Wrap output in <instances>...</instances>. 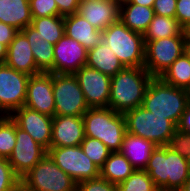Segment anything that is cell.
<instances>
[{
    "label": "cell",
    "instance_id": "obj_1",
    "mask_svg": "<svg viewBox=\"0 0 190 191\" xmlns=\"http://www.w3.org/2000/svg\"><path fill=\"white\" fill-rule=\"evenodd\" d=\"M152 78L144 67H124L111 77L108 107L124 114L130 109L142 106Z\"/></svg>",
    "mask_w": 190,
    "mask_h": 191
},
{
    "label": "cell",
    "instance_id": "obj_2",
    "mask_svg": "<svg viewBox=\"0 0 190 191\" xmlns=\"http://www.w3.org/2000/svg\"><path fill=\"white\" fill-rule=\"evenodd\" d=\"M145 171L160 191H179L190 176L185 156L167 145L156 147Z\"/></svg>",
    "mask_w": 190,
    "mask_h": 191
},
{
    "label": "cell",
    "instance_id": "obj_3",
    "mask_svg": "<svg viewBox=\"0 0 190 191\" xmlns=\"http://www.w3.org/2000/svg\"><path fill=\"white\" fill-rule=\"evenodd\" d=\"M189 103L187 90L171 86L160 77H153L146 89L142 107L178 126Z\"/></svg>",
    "mask_w": 190,
    "mask_h": 191
},
{
    "label": "cell",
    "instance_id": "obj_4",
    "mask_svg": "<svg viewBox=\"0 0 190 191\" xmlns=\"http://www.w3.org/2000/svg\"><path fill=\"white\" fill-rule=\"evenodd\" d=\"M82 117L85 136L100 140L111 152H119L127 132L123 113L109 107L89 108Z\"/></svg>",
    "mask_w": 190,
    "mask_h": 191
},
{
    "label": "cell",
    "instance_id": "obj_5",
    "mask_svg": "<svg viewBox=\"0 0 190 191\" xmlns=\"http://www.w3.org/2000/svg\"><path fill=\"white\" fill-rule=\"evenodd\" d=\"M102 42L124 67H144L145 42L142 33L130 30L120 20L102 31Z\"/></svg>",
    "mask_w": 190,
    "mask_h": 191
},
{
    "label": "cell",
    "instance_id": "obj_6",
    "mask_svg": "<svg viewBox=\"0 0 190 191\" xmlns=\"http://www.w3.org/2000/svg\"><path fill=\"white\" fill-rule=\"evenodd\" d=\"M124 116L128 133L153 141L157 146L168 145L177 130L171 120L154 115L142 106L126 111Z\"/></svg>",
    "mask_w": 190,
    "mask_h": 191
},
{
    "label": "cell",
    "instance_id": "obj_7",
    "mask_svg": "<svg viewBox=\"0 0 190 191\" xmlns=\"http://www.w3.org/2000/svg\"><path fill=\"white\" fill-rule=\"evenodd\" d=\"M144 42V68L152 77H160L186 51L187 33Z\"/></svg>",
    "mask_w": 190,
    "mask_h": 191
},
{
    "label": "cell",
    "instance_id": "obj_8",
    "mask_svg": "<svg viewBox=\"0 0 190 191\" xmlns=\"http://www.w3.org/2000/svg\"><path fill=\"white\" fill-rule=\"evenodd\" d=\"M20 180L33 191H76L77 185L48 154Z\"/></svg>",
    "mask_w": 190,
    "mask_h": 191
},
{
    "label": "cell",
    "instance_id": "obj_9",
    "mask_svg": "<svg viewBox=\"0 0 190 191\" xmlns=\"http://www.w3.org/2000/svg\"><path fill=\"white\" fill-rule=\"evenodd\" d=\"M55 115L82 116L88 105L74 74L53 73Z\"/></svg>",
    "mask_w": 190,
    "mask_h": 191
},
{
    "label": "cell",
    "instance_id": "obj_10",
    "mask_svg": "<svg viewBox=\"0 0 190 191\" xmlns=\"http://www.w3.org/2000/svg\"><path fill=\"white\" fill-rule=\"evenodd\" d=\"M47 154L76 183L100 176V168L84 153L81 146L50 147Z\"/></svg>",
    "mask_w": 190,
    "mask_h": 191
},
{
    "label": "cell",
    "instance_id": "obj_11",
    "mask_svg": "<svg viewBox=\"0 0 190 191\" xmlns=\"http://www.w3.org/2000/svg\"><path fill=\"white\" fill-rule=\"evenodd\" d=\"M29 75L0 64V116H10L25 105Z\"/></svg>",
    "mask_w": 190,
    "mask_h": 191
},
{
    "label": "cell",
    "instance_id": "obj_12",
    "mask_svg": "<svg viewBox=\"0 0 190 191\" xmlns=\"http://www.w3.org/2000/svg\"><path fill=\"white\" fill-rule=\"evenodd\" d=\"M89 108L109 105L111 77L99 70L83 66L74 73Z\"/></svg>",
    "mask_w": 190,
    "mask_h": 191
},
{
    "label": "cell",
    "instance_id": "obj_13",
    "mask_svg": "<svg viewBox=\"0 0 190 191\" xmlns=\"http://www.w3.org/2000/svg\"><path fill=\"white\" fill-rule=\"evenodd\" d=\"M46 154L47 150L44 147L16 125V144L12 154L8 158V162L20 179Z\"/></svg>",
    "mask_w": 190,
    "mask_h": 191
},
{
    "label": "cell",
    "instance_id": "obj_14",
    "mask_svg": "<svg viewBox=\"0 0 190 191\" xmlns=\"http://www.w3.org/2000/svg\"><path fill=\"white\" fill-rule=\"evenodd\" d=\"M17 127L27 132L38 144L48 150L51 147L53 117L25 106L10 115Z\"/></svg>",
    "mask_w": 190,
    "mask_h": 191
},
{
    "label": "cell",
    "instance_id": "obj_15",
    "mask_svg": "<svg viewBox=\"0 0 190 191\" xmlns=\"http://www.w3.org/2000/svg\"><path fill=\"white\" fill-rule=\"evenodd\" d=\"M25 107L49 116H55L53 73H40L29 77Z\"/></svg>",
    "mask_w": 190,
    "mask_h": 191
},
{
    "label": "cell",
    "instance_id": "obj_16",
    "mask_svg": "<svg viewBox=\"0 0 190 191\" xmlns=\"http://www.w3.org/2000/svg\"><path fill=\"white\" fill-rule=\"evenodd\" d=\"M53 73L74 74L86 66L88 50L78 41L64 35L54 45Z\"/></svg>",
    "mask_w": 190,
    "mask_h": 191
},
{
    "label": "cell",
    "instance_id": "obj_17",
    "mask_svg": "<svg viewBox=\"0 0 190 191\" xmlns=\"http://www.w3.org/2000/svg\"><path fill=\"white\" fill-rule=\"evenodd\" d=\"M77 13L92 26L103 31L119 21L120 2L117 0H80Z\"/></svg>",
    "mask_w": 190,
    "mask_h": 191
},
{
    "label": "cell",
    "instance_id": "obj_18",
    "mask_svg": "<svg viewBox=\"0 0 190 191\" xmlns=\"http://www.w3.org/2000/svg\"><path fill=\"white\" fill-rule=\"evenodd\" d=\"M84 138L82 116L55 115L53 117L51 147L80 146Z\"/></svg>",
    "mask_w": 190,
    "mask_h": 191
},
{
    "label": "cell",
    "instance_id": "obj_19",
    "mask_svg": "<svg viewBox=\"0 0 190 191\" xmlns=\"http://www.w3.org/2000/svg\"><path fill=\"white\" fill-rule=\"evenodd\" d=\"M5 64L29 76L42 73L37 68L30 44L22 31L9 44Z\"/></svg>",
    "mask_w": 190,
    "mask_h": 191
},
{
    "label": "cell",
    "instance_id": "obj_20",
    "mask_svg": "<svg viewBox=\"0 0 190 191\" xmlns=\"http://www.w3.org/2000/svg\"><path fill=\"white\" fill-rule=\"evenodd\" d=\"M64 27L65 35L78 41L87 50L94 48L102 40V31L78 13L64 16Z\"/></svg>",
    "mask_w": 190,
    "mask_h": 191
},
{
    "label": "cell",
    "instance_id": "obj_21",
    "mask_svg": "<svg viewBox=\"0 0 190 191\" xmlns=\"http://www.w3.org/2000/svg\"><path fill=\"white\" fill-rule=\"evenodd\" d=\"M156 147L153 141L126 132L119 152L135 169L145 170Z\"/></svg>",
    "mask_w": 190,
    "mask_h": 191
},
{
    "label": "cell",
    "instance_id": "obj_22",
    "mask_svg": "<svg viewBox=\"0 0 190 191\" xmlns=\"http://www.w3.org/2000/svg\"><path fill=\"white\" fill-rule=\"evenodd\" d=\"M21 31L30 44L37 68L44 73H53L54 45L44 40L31 25Z\"/></svg>",
    "mask_w": 190,
    "mask_h": 191
},
{
    "label": "cell",
    "instance_id": "obj_23",
    "mask_svg": "<svg viewBox=\"0 0 190 191\" xmlns=\"http://www.w3.org/2000/svg\"><path fill=\"white\" fill-rule=\"evenodd\" d=\"M32 19L29 0H0V22L21 31Z\"/></svg>",
    "mask_w": 190,
    "mask_h": 191
},
{
    "label": "cell",
    "instance_id": "obj_24",
    "mask_svg": "<svg viewBox=\"0 0 190 191\" xmlns=\"http://www.w3.org/2000/svg\"><path fill=\"white\" fill-rule=\"evenodd\" d=\"M86 66L99 70L110 77H113L124 68L111 48L102 41L88 50Z\"/></svg>",
    "mask_w": 190,
    "mask_h": 191
},
{
    "label": "cell",
    "instance_id": "obj_25",
    "mask_svg": "<svg viewBox=\"0 0 190 191\" xmlns=\"http://www.w3.org/2000/svg\"><path fill=\"white\" fill-rule=\"evenodd\" d=\"M154 15L153 7L120 3L119 20L130 30L144 34Z\"/></svg>",
    "mask_w": 190,
    "mask_h": 191
},
{
    "label": "cell",
    "instance_id": "obj_26",
    "mask_svg": "<svg viewBox=\"0 0 190 191\" xmlns=\"http://www.w3.org/2000/svg\"><path fill=\"white\" fill-rule=\"evenodd\" d=\"M135 170L123 154L111 152L100 168V176L117 185L126 180Z\"/></svg>",
    "mask_w": 190,
    "mask_h": 191
},
{
    "label": "cell",
    "instance_id": "obj_27",
    "mask_svg": "<svg viewBox=\"0 0 190 191\" xmlns=\"http://www.w3.org/2000/svg\"><path fill=\"white\" fill-rule=\"evenodd\" d=\"M160 78L171 86L187 90L190 86V55L187 51L178 57Z\"/></svg>",
    "mask_w": 190,
    "mask_h": 191
},
{
    "label": "cell",
    "instance_id": "obj_28",
    "mask_svg": "<svg viewBox=\"0 0 190 191\" xmlns=\"http://www.w3.org/2000/svg\"><path fill=\"white\" fill-rule=\"evenodd\" d=\"M184 29L175 17L154 15L147 30L144 32V41H152L166 37L179 36Z\"/></svg>",
    "mask_w": 190,
    "mask_h": 191
},
{
    "label": "cell",
    "instance_id": "obj_29",
    "mask_svg": "<svg viewBox=\"0 0 190 191\" xmlns=\"http://www.w3.org/2000/svg\"><path fill=\"white\" fill-rule=\"evenodd\" d=\"M31 26L39 32L44 40L53 45L65 35L64 16L33 18Z\"/></svg>",
    "mask_w": 190,
    "mask_h": 191
},
{
    "label": "cell",
    "instance_id": "obj_30",
    "mask_svg": "<svg viewBox=\"0 0 190 191\" xmlns=\"http://www.w3.org/2000/svg\"><path fill=\"white\" fill-rule=\"evenodd\" d=\"M16 144V123L10 116H0V155L8 159Z\"/></svg>",
    "mask_w": 190,
    "mask_h": 191
},
{
    "label": "cell",
    "instance_id": "obj_31",
    "mask_svg": "<svg viewBox=\"0 0 190 191\" xmlns=\"http://www.w3.org/2000/svg\"><path fill=\"white\" fill-rule=\"evenodd\" d=\"M117 191H159L145 170L136 169L126 180L117 184Z\"/></svg>",
    "mask_w": 190,
    "mask_h": 191
},
{
    "label": "cell",
    "instance_id": "obj_32",
    "mask_svg": "<svg viewBox=\"0 0 190 191\" xmlns=\"http://www.w3.org/2000/svg\"><path fill=\"white\" fill-rule=\"evenodd\" d=\"M84 153L94 162L99 168H101L111 151L108 147L96 138L85 136L84 140L80 145Z\"/></svg>",
    "mask_w": 190,
    "mask_h": 191
},
{
    "label": "cell",
    "instance_id": "obj_33",
    "mask_svg": "<svg viewBox=\"0 0 190 191\" xmlns=\"http://www.w3.org/2000/svg\"><path fill=\"white\" fill-rule=\"evenodd\" d=\"M29 2L32 18L59 15L55 0H29Z\"/></svg>",
    "mask_w": 190,
    "mask_h": 191
},
{
    "label": "cell",
    "instance_id": "obj_34",
    "mask_svg": "<svg viewBox=\"0 0 190 191\" xmlns=\"http://www.w3.org/2000/svg\"><path fill=\"white\" fill-rule=\"evenodd\" d=\"M20 178L15 174L13 168L8 162V159L0 160V191H10Z\"/></svg>",
    "mask_w": 190,
    "mask_h": 191
},
{
    "label": "cell",
    "instance_id": "obj_35",
    "mask_svg": "<svg viewBox=\"0 0 190 191\" xmlns=\"http://www.w3.org/2000/svg\"><path fill=\"white\" fill-rule=\"evenodd\" d=\"M76 191H117V185L99 176L77 183Z\"/></svg>",
    "mask_w": 190,
    "mask_h": 191
},
{
    "label": "cell",
    "instance_id": "obj_36",
    "mask_svg": "<svg viewBox=\"0 0 190 191\" xmlns=\"http://www.w3.org/2000/svg\"><path fill=\"white\" fill-rule=\"evenodd\" d=\"M176 153L182 156H186L190 149V134L179 131L178 129L174 132L170 141L167 145Z\"/></svg>",
    "mask_w": 190,
    "mask_h": 191
},
{
    "label": "cell",
    "instance_id": "obj_37",
    "mask_svg": "<svg viewBox=\"0 0 190 191\" xmlns=\"http://www.w3.org/2000/svg\"><path fill=\"white\" fill-rule=\"evenodd\" d=\"M175 18L185 31L190 28V0H177Z\"/></svg>",
    "mask_w": 190,
    "mask_h": 191
},
{
    "label": "cell",
    "instance_id": "obj_38",
    "mask_svg": "<svg viewBox=\"0 0 190 191\" xmlns=\"http://www.w3.org/2000/svg\"><path fill=\"white\" fill-rule=\"evenodd\" d=\"M177 0H155L153 10L155 15L175 17Z\"/></svg>",
    "mask_w": 190,
    "mask_h": 191
},
{
    "label": "cell",
    "instance_id": "obj_39",
    "mask_svg": "<svg viewBox=\"0 0 190 191\" xmlns=\"http://www.w3.org/2000/svg\"><path fill=\"white\" fill-rule=\"evenodd\" d=\"M59 16H67L78 12L80 0H55Z\"/></svg>",
    "mask_w": 190,
    "mask_h": 191
},
{
    "label": "cell",
    "instance_id": "obj_40",
    "mask_svg": "<svg viewBox=\"0 0 190 191\" xmlns=\"http://www.w3.org/2000/svg\"><path fill=\"white\" fill-rule=\"evenodd\" d=\"M18 32L13 26L0 22V43L8 47Z\"/></svg>",
    "mask_w": 190,
    "mask_h": 191
},
{
    "label": "cell",
    "instance_id": "obj_41",
    "mask_svg": "<svg viewBox=\"0 0 190 191\" xmlns=\"http://www.w3.org/2000/svg\"><path fill=\"white\" fill-rule=\"evenodd\" d=\"M179 131L190 134V103L188 104L185 112L183 113L181 120L177 126Z\"/></svg>",
    "mask_w": 190,
    "mask_h": 191
},
{
    "label": "cell",
    "instance_id": "obj_42",
    "mask_svg": "<svg viewBox=\"0 0 190 191\" xmlns=\"http://www.w3.org/2000/svg\"><path fill=\"white\" fill-rule=\"evenodd\" d=\"M155 0H126L121 3H133L146 7H153Z\"/></svg>",
    "mask_w": 190,
    "mask_h": 191
},
{
    "label": "cell",
    "instance_id": "obj_43",
    "mask_svg": "<svg viewBox=\"0 0 190 191\" xmlns=\"http://www.w3.org/2000/svg\"><path fill=\"white\" fill-rule=\"evenodd\" d=\"M8 47L0 43V64L5 63Z\"/></svg>",
    "mask_w": 190,
    "mask_h": 191
},
{
    "label": "cell",
    "instance_id": "obj_44",
    "mask_svg": "<svg viewBox=\"0 0 190 191\" xmlns=\"http://www.w3.org/2000/svg\"><path fill=\"white\" fill-rule=\"evenodd\" d=\"M10 191H33L30 190L21 180Z\"/></svg>",
    "mask_w": 190,
    "mask_h": 191
},
{
    "label": "cell",
    "instance_id": "obj_45",
    "mask_svg": "<svg viewBox=\"0 0 190 191\" xmlns=\"http://www.w3.org/2000/svg\"><path fill=\"white\" fill-rule=\"evenodd\" d=\"M179 191H190V176Z\"/></svg>",
    "mask_w": 190,
    "mask_h": 191
},
{
    "label": "cell",
    "instance_id": "obj_46",
    "mask_svg": "<svg viewBox=\"0 0 190 191\" xmlns=\"http://www.w3.org/2000/svg\"><path fill=\"white\" fill-rule=\"evenodd\" d=\"M186 51L190 55V37H187Z\"/></svg>",
    "mask_w": 190,
    "mask_h": 191
},
{
    "label": "cell",
    "instance_id": "obj_47",
    "mask_svg": "<svg viewBox=\"0 0 190 191\" xmlns=\"http://www.w3.org/2000/svg\"><path fill=\"white\" fill-rule=\"evenodd\" d=\"M185 158H186L189 168H190V149H189V152L187 153V155L185 156Z\"/></svg>",
    "mask_w": 190,
    "mask_h": 191
},
{
    "label": "cell",
    "instance_id": "obj_48",
    "mask_svg": "<svg viewBox=\"0 0 190 191\" xmlns=\"http://www.w3.org/2000/svg\"><path fill=\"white\" fill-rule=\"evenodd\" d=\"M187 37H190V28L186 31Z\"/></svg>",
    "mask_w": 190,
    "mask_h": 191
},
{
    "label": "cell",
    "instance_id": "obj_49",
    "mask_svg": "<svg viewBox=\"0 0 190 191\" xmlns=\"http://www.w3.org/2000/svg\"><path fill=\"white\" fill-rule=\"evenodd\" d=\"M187 92H188L189 98H190V86H189V88L187 89Z\"/></svg>",
    "mask_w": 190,
    "mask_h": 191
}]
</instances>
